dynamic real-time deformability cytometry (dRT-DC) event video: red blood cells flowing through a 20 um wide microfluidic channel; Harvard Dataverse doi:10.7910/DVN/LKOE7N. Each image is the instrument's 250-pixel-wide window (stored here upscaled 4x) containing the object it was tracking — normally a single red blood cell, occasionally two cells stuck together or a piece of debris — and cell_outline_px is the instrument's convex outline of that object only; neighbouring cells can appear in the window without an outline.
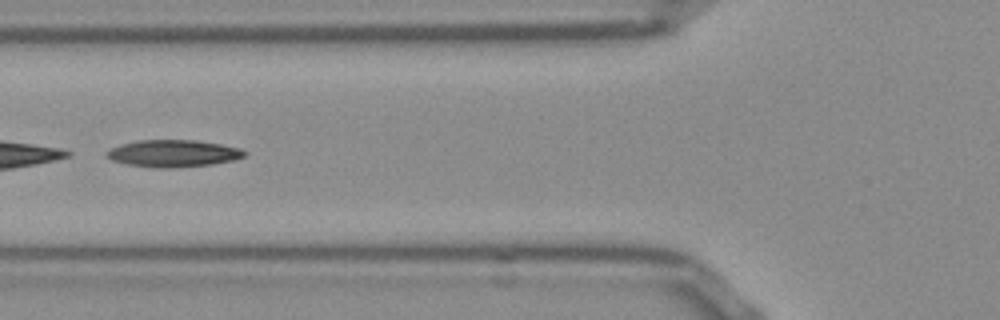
{"species": "Egyptian fruit bat (a non-hibernating species)", "species_latin": "Rousettus aegyptiacus", "temperature_condition": "room temperature", "stored_images_in_passage": 41, "camera_frame_rate_fps": 3000, "um_per_image_px": 0.085, "frame": {"image": 1, "passage_image": 9, "time_ms": 2.667, "image_size_px": [1000, 320], "cell_outline_px": [[248, 152], [244, 156], [232, 160], [212, 164], [168, 168], [156, 168], [128, 164], [112, 160], [104, 156], [112, 148], [120, 144], [140, 140], [196, 140], [220, 144], [240, 148]], "centroid_in_image_um": [14.73, 13.03], "position_along_channel_um": 111.1, "area_um2": 21.56}}
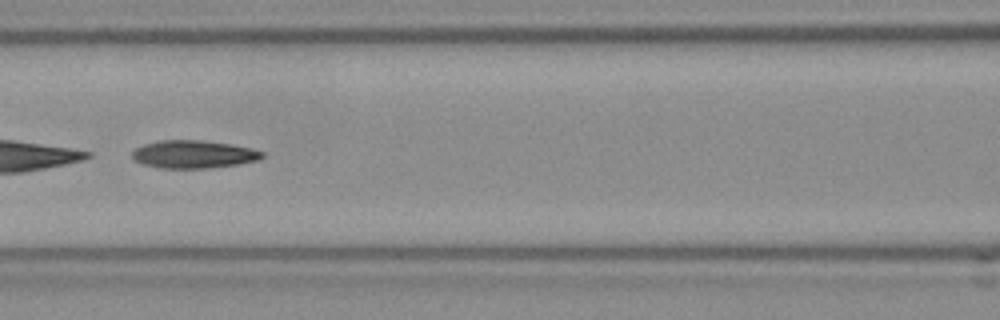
{"frame": {"image": 2, "passage_image": 12, "time_ms": 3.667, "image_size_px": [1000, 320], "cell_outline_px": [[264, 156], [256, 160], [236, 164], [208, 168], [160, 168], [144, 164], [132, 160], [132, 152], [136, 148], [144, 144], [160, 140], [200, 140], [232, 144], [252, 148], [264, 152]], "centroid_in_image_um": [16.43, 13.11], "position_along_channel_um": 150.2, "area_um2": 21.04}}
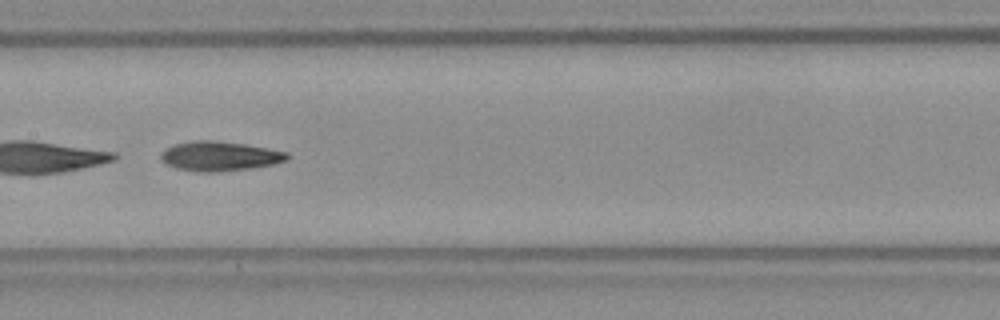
{"frame": {"image": 3, "passage_image": 15, "time_ms": 4.667, "image_size_px": [1000, 320], "cell_outline_px": [[288, 160], [272, 164], [252, 168], [216, 172], [200, 172], [176, 168], [164, 164], [160, 160], [160, 152], [176, 144], [196, 140], [212, 140], [244, 144], [288, 152]], "centroid_in_image_um": [18.64, 13.28], "position_along_channel_um": 188.8, "area_um2": 21.68}, "authors_computed_cell_mechanics": {"area_um2": 21.675, "velocity_mm_per_s": 3.8678, "shape_relaxation_time_tau1_ms": 6.3668, "shape_relaxation_time_tau2_ms": 7.5352, "deformation_change_tau1": 0.1981, "deformation_change_tau2": 0.1869}}